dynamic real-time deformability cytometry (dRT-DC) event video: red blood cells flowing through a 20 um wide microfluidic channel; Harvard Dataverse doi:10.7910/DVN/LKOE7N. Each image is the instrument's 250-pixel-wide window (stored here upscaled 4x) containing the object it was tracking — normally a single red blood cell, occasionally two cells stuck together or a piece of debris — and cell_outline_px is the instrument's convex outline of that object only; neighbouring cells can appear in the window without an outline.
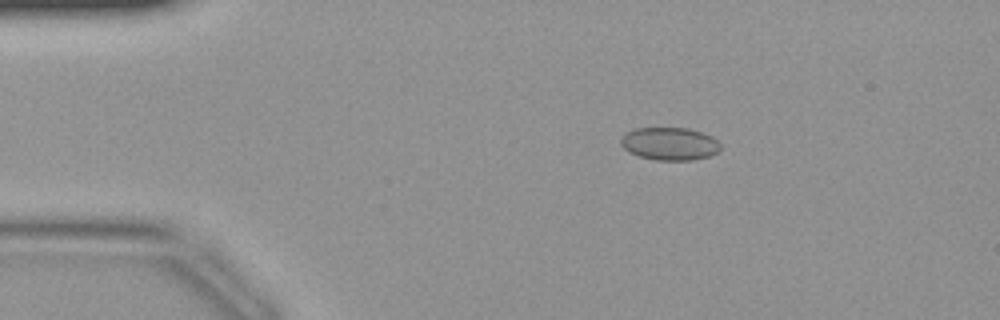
{"species": "common noctule bat (a hibernating species)", "species_latin": "Nyctalus noctula", "temperature_condition": "warm", "stored_images_in_passage": 40, "camera_frame_rate_fps": 3000, "um_per_image_px": 0.085, "animal": {"sex": "female", "body_mass_g": 19.9}, "frame": {"image": 1, "passage_image": 5, "time_ms": 1.333, "image_size_px": [1000, 320], "cell_outline_px": [[720, 148], [716, 152], [708, 156], [692, 160], [656, 160], [640, 156], [628, 152], [620, 144], [620, 136], [636, 128], [688, 128], [712, 136], [720, 144]], "centroid_in_image_um": [56.89, 12.21], "position_along_channel_um": 28.1, "area_um2": 18.96}}
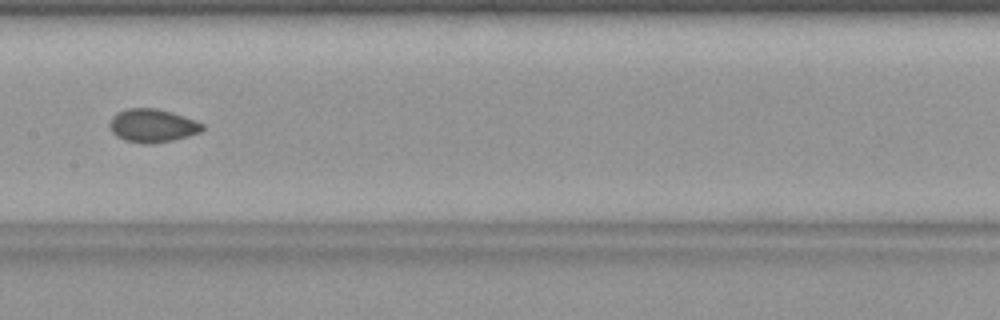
{"frame": {"image": 2, "passage_image": 19, "time_ms": 6.0, "image_size_px": [1000, 320], "cell_outline_px": [[204, 128], [200, 132], [188, 136], [172, 140], [148, 144], [124, 140], [116, 136], [108, 128], [108, 124], [112, 116], [116, 112], [124, 108], [156, 108], [172, 112], [196, 120], [204, 124]], "centroid_in_image_um": [12.92, 10.66], "position_along_channel_um": 194.5, "area_um2": 18.21}}
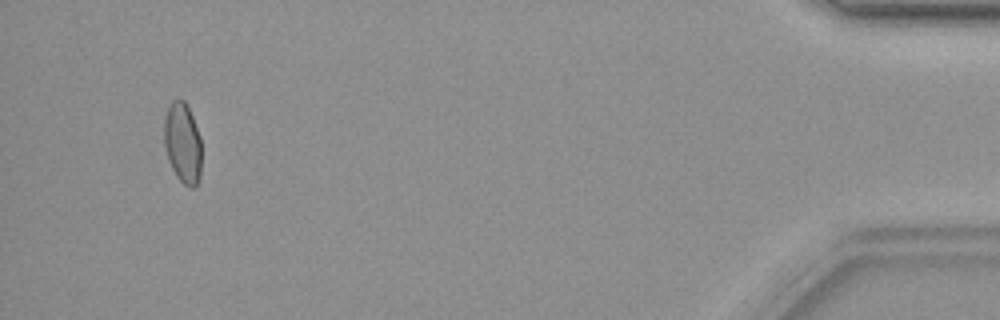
{"frame": {"image": 3, "passage_image": 38, "time_ms": 12.333, "image_size_px": [1000, 320], "cell_outline_px": [[200, 180], [192, 188], [188, 188], [176, 176], [168, 160], [164, 144], [164, 116], [172, 100], [180, 96], [184, 100], [192, 116], [200, 136]], "centroid_in_image_um": [15.51, 12.13], "position_along_channel_um": 419.7, "area_um2": 17.69}}